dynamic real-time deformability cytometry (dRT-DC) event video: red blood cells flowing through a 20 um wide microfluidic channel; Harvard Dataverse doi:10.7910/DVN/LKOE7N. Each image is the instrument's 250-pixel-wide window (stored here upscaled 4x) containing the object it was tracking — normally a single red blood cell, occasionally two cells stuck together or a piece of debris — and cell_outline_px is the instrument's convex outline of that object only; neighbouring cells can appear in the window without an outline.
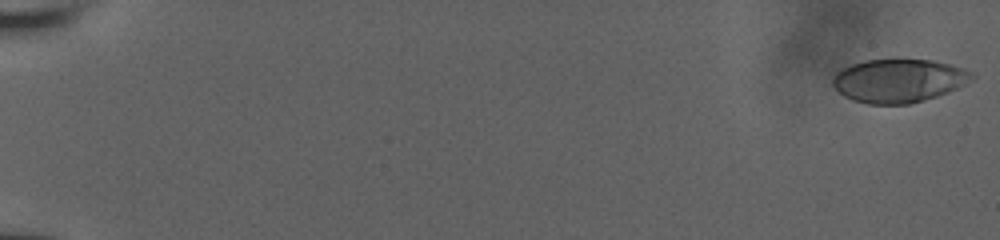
{"species": "human", "species_latin": "Homo sapiens", "temperature_condition": "room temperature", "stored_images_in_passage": 11, "camera_frame_rate_fps": 3000, "um_per_image_px": 0.085, "donor": {"sex": "male"}, "frame": {"image": 1, "passage_image": 1, "time_ms": 0.0, "image_size_px": [1000, 240], "cell_outline_px": [[976, 76], [964, 84], [948, 92], [924, 100], [908, 104], [868, 104], [852, 100], [844, 96], [832, 84], [832, 80], [836, 72], [840, 68], [864, 60], [932, 60], [964, 68], [972, 72]], "centroid_in_image_um": [76.37, 6.86], "position_along_channel_um": 8.6, "area_um2": 35.08}}
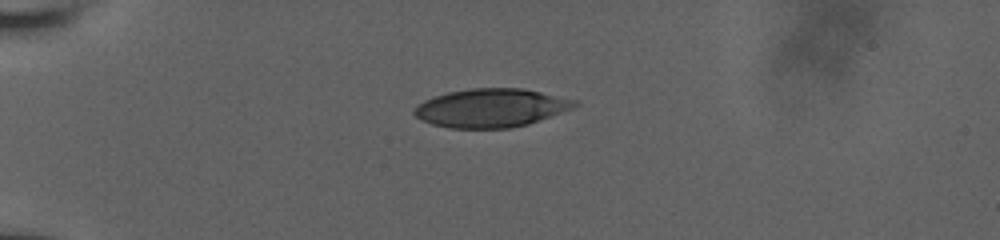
{"frame": {"image": 2, "passage_image": 7, "time_ms": 5.333, "image_size_px": [1000, 240], "cell_outline_px": [[580, 104], [572, 108], [528, 124], [508, 128], [448, 128], [432, 124], [416, 116], [412, 112], [412, 108], [424, 100], [448, 92], [472, 88], [524, 88], [580, 100]], "centroid_in_image_um": [41.76, 9.16], "position_along_channel_um": 43.2, "area_um2": 36.07}}
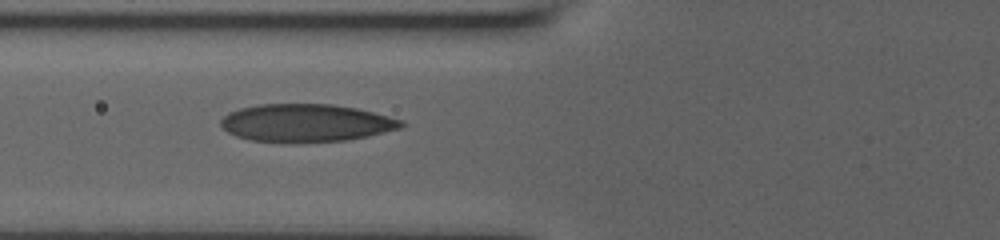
{"frame": {"image": 3, "passage_image": 10, "time_ms": 8.0, "image_size_px": [1000, 240], "cell_outline_px": [[404, 124], [400, 128], [368, 136], [348, 140], [248, 140], [236, 136], [228, 132], [220, 124], [220, 120], [228, 112], [240, 108], [260, 104], [332, 104], [356, 108], [404, 120]], "centroid_in_image_um": [26.01, 10.41], "position_along_channel_um": 99.8, "area_um2": 38.78}}